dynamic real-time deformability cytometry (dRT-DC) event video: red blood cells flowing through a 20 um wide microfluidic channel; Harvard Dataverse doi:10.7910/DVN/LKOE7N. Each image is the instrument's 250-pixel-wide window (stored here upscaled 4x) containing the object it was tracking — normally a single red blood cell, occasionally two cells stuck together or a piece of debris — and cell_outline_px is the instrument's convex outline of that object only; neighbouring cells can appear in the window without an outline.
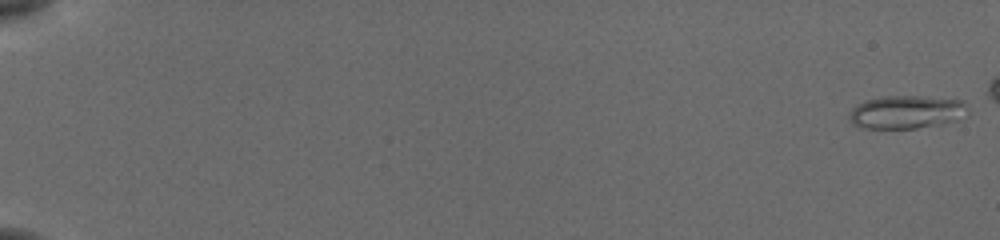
{"species": "common noctule bat (a hibernating species)", "species_latin": "Nyctalus noctula", "temperature_condition": "cold", "stored_images_in_passage": 53, "camera_frame_rate_fps": 3000, "um_per_image_px": 0.085, "animal": {"sex": "female", "body_mass_g": 19.5, "forearm_length_mm": 54.1}, "frame": {"image": 1, "passage_image": 1, "time_ms": 0.0, "image_size_px": [1000, 240], "cell_outline_px": [[968, 116], [956, 120], [940, 124], [916, 128], [856, 128], [852, 124], [848, 116], [852, 108], [856, 104], [864, 100], [884, 96], [920, 96], [964, 100], [968, 104]], "centroid_in_image_um": [77.06, 9.52], "position_along_channel_um": 7.9, "area_um2": 23.35}}
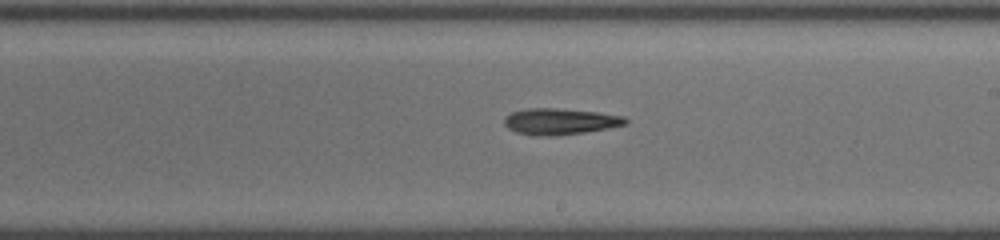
{"frame": {"image": 2, "passage_image": 35, "time_ms": 11.333, "image_size_px": [1000, 240], "cell_outline_px": [[628, 124], [608, 128], [584, 132], [556, 136], [532, 136], [516, 132], [508, 128], [504, 124], [504, 116], [512, 112], [528, 108], [556, 108], [596, 112], [624, 116], [628, 120]], "centroid_in_image_um": [47.58, 10.33], "position_along_channel_um": 241.4, "area_um2": 18.67}}
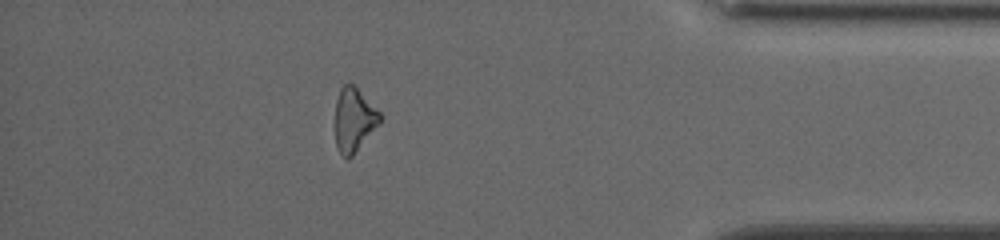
{"frame": {"image": 3, "passage_image": 50, "time_ms": 16.333, "image_size_px": [1000, 240], "cell_outline_px": [[384, 116], [380, 124], [352, 156], [344, 156], [340, 152], [336, 144], [336, 100], [340, 88], [344, 84], [352, 84]], "centroid_in_image_um": [30.12, 10.17], "position_along_channel_um": 405.1, "area_um2": 16.36}, "authors_computed_cell_mechanics": {"area_um2": 18.6694, "velocity_mm_per_s": 3.8498, "shape_relaxation_time_tau1_ms": 4.3616, "shape_relaxation_time_tau2_ms": null, "deformation_change_tau1": 0.169, "deformation_change_tau2": null}}